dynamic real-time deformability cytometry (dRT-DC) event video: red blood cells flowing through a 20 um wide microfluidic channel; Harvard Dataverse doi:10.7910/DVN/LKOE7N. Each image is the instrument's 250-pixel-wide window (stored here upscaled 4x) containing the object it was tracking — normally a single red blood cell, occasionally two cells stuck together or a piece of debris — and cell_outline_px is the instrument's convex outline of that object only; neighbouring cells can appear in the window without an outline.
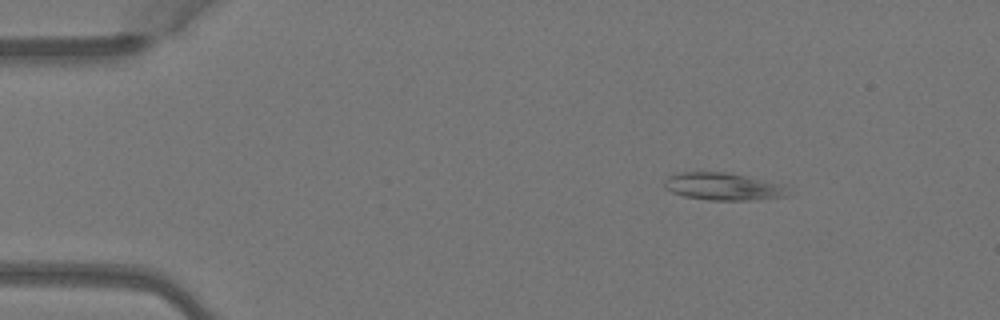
{"species": "Egyptian fruit bat (a non-hibernating species)", "species_latin": "Rousettus aegyptiacus", "temperature_condition": "warm", "stored_images_in_passage": 2, "camera_frame_rate_fps": 3000, "um_per_image_px": 0.085, "animal": {"sex": "female"}, "frame": {"image": 1, "passage_image": 1, "time_ms": 0.0, "image_size_px": [1000, 320], "cell_outline_px": [[788, 196], [748, 200], [708, 200], [684, 196], [672, 192], [664, 188], [664, 180], [668, 176], [676, 172], [728, 172], [784, 184]], "centroid_in_image_um": [61.42, 15.84], "position_along_channel_um": 23.6, "area_um2": 19.83}}